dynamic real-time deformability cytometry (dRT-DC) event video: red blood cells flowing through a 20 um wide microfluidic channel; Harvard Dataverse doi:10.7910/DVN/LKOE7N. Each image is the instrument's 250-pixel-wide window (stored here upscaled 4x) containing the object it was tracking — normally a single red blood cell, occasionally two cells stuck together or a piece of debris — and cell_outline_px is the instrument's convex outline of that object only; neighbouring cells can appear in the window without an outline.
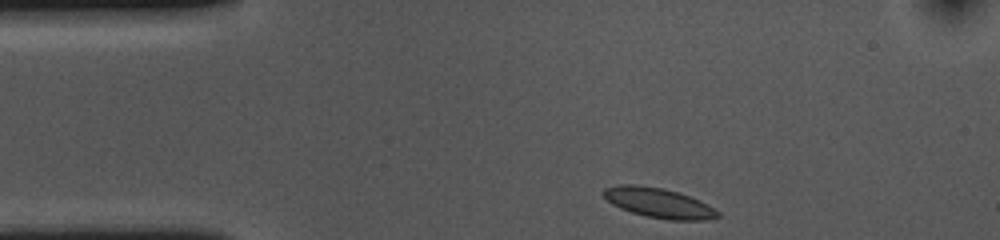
{"species": "common noctule bat (a hibernating species)", "species_latin": "Nyctalus noctula", "temperature_condition": "cold", "stored_images_in_passage": 35, "camera_frame_rate_fps": 3000, "um_per_image_px": 0.085, "animal": {"sex": "female", "body_mass_g": 10.0, "forearm_length_mm": 53.1}, "frame": {"image": 1, "passage_image": 1, "time_ms": 0.0, "image_size_px": [1000, 240], "cell_outline_px": [[720, 216], [708, 220], [668, 220], [644, 216], [620, 208], [612, 204], [600, 192], [604, 188], [620, 184], [636, 184], [664, 188], [700, 200], [720, 212]], "centroid_in_image_um": [55.97, 17.24], "position_along_channel_um": 29.0, "area_um2": 20.0}}
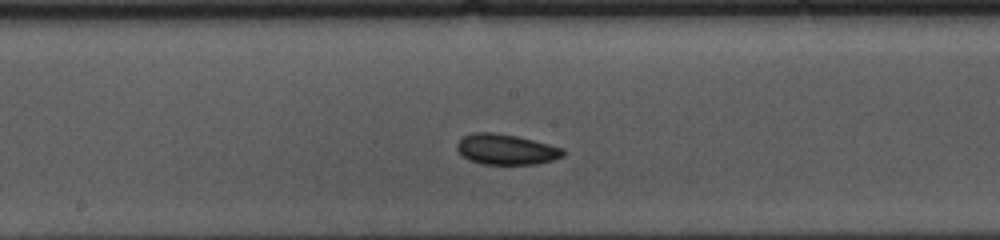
{"frame": {"image": 2, "passage_image": 19, "time_ms": 6.0, "image_size_px": [1000, 240], "cell_outline_px": [[564, 156], [552, 160], [536, 164], [484, 164], [468, 160], [456, 148], [456, 144], [464, 136], [472, 132], [492, 132], [516, 136], [564, 148]], "centroid_in_image_um": [43.01, 12.7], "position_along_channel_um": 205.2, "area_um2": 18.73}}
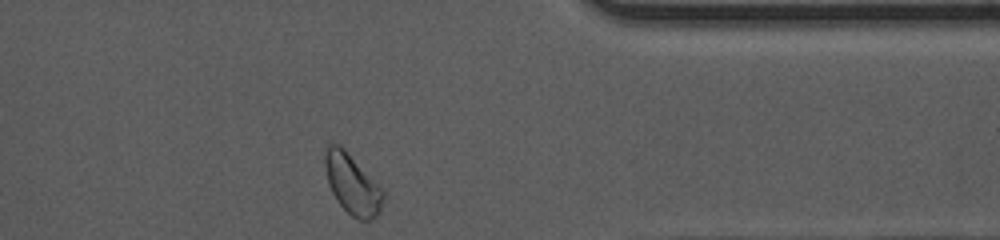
{"frame": {"image": 3, "passage_image": 35, "time_ms": 11.333, "image_size_px": [1000, 240], "cell_outline_px": [[384, 196], [380, 212], [372, 220], [360, 220], [352, 216], [336, 200], [328, 184], [324, 164], [324, 148], [328, 144], [340, 144], [344, 148], [384, 192]], "centroid_in_image_um": [29.91, 15.65], "position_along_channel_um": 381.5, "area_um2": 20.17}, "authors_computed_cell_mechanics": {"area_um2": 18.9584, "velocity_mm_per_s": 3.6069, "shape_relaxation_time_tau1_ms": 2.3727, "shape_relaxation_time_tau2_ms": 3.6589, "deformation_change_tau1": 0.0591, "deformation_change_tau2": 0.0715}}